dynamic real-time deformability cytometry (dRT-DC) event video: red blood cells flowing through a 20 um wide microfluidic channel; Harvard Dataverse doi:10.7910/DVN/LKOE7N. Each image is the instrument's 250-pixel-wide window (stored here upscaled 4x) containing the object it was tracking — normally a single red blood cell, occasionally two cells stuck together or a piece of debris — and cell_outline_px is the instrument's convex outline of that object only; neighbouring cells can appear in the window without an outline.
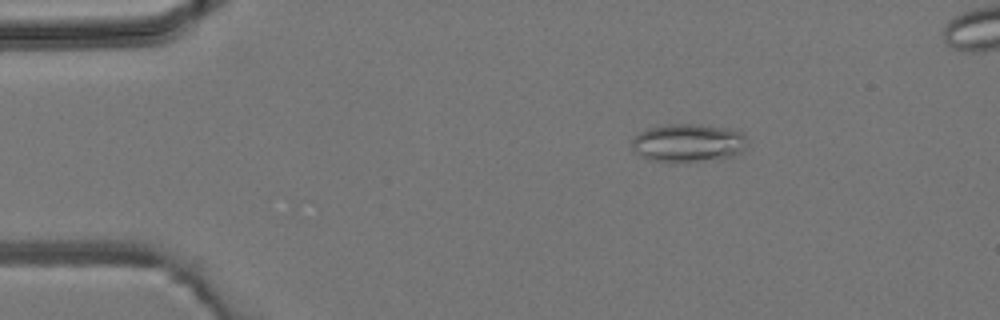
{"species": "common noctule bat (a hibernating species)", "species_latin": "Nyctalus noctula", "temperature_condition": "room temperature", "stored_images_in_passage": 5, "camera_frame_rate_fps": 3000, "um_per_image_px": 0.085, "animal": {"sex": "male", "body_mass_g": 19.2, "forearm_length_mm": 51.8}, "frame": {"image": 1, "passage_image": 5, "time_ms": 4.333, "image_size_px": [1000, 320], "cell_outline_px": [[748, 144], [736, 156], [716, 160], [688, 164], [672, 164], [648, 160], [640, 156], [632, 148], [632, 140], [640, 132], [648, 128], [668, 124], [696, 124], [728, 128], [744, 132]], "centroid_in_image_um": [58.52, 12.2], "position_along_channel_um": 26.5, "area_um2": 26.76}}